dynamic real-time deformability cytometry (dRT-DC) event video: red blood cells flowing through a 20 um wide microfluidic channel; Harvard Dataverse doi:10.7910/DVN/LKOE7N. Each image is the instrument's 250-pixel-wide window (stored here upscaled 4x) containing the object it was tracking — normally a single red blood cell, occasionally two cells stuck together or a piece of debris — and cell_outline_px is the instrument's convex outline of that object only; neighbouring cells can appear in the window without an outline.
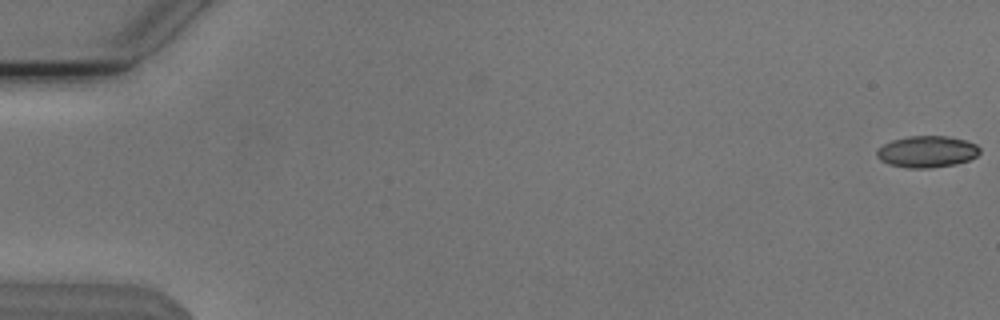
{"species": "Egyptian fruit bat (a non-hibernating species)", "species_latin": "Rousettus aegyptiacus", "temperature_condition": "cold", "stored_images_in_passage": 48, "camera_frame_rate_fps": 3000, "um_per_image_px": 0.085, "animal": {"sex": "male"}, "frame": {"image": 1, "passage_image": 1, "time_ms": 0.0, "image_size_px": [1000, 320], "cell_outline_px": [[980, 152], [976, 156], [968, 160], [956, 164], [928, 168], [908, 168], [888, 164], [880, 160], [876, 156], [876, 152], [884, 144], [892, 140], [908, 136], [948, 136], [964, 140], [976, 144], [980, 148]], "centroid_in_image_um": [78.79, 12.89], "position_along_channel_um": 6.2, "area_um2": 18.9}}
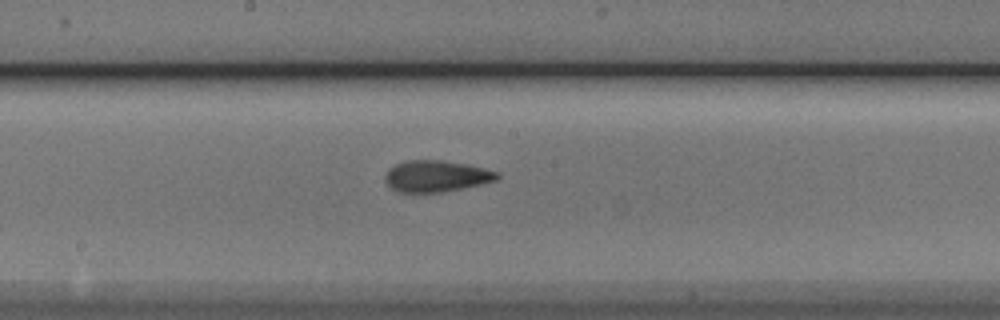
{"frame": {"image": 2, "passage_image": 30, "time_ms": 9.667, "image_size_px": [1000, 320], "cell_outline_px": [[500, 176], [496, 180], [480, 184], [440, 192], [396, 192], [384, 180], [384, 176], [388, 168], [404, 160], [440, 160], [468, 164], [500, 172]], "centroid_in_image_um": [37.06, 14.96], "position_along_channel_um": 211.1, "area_um2": 20.52}}
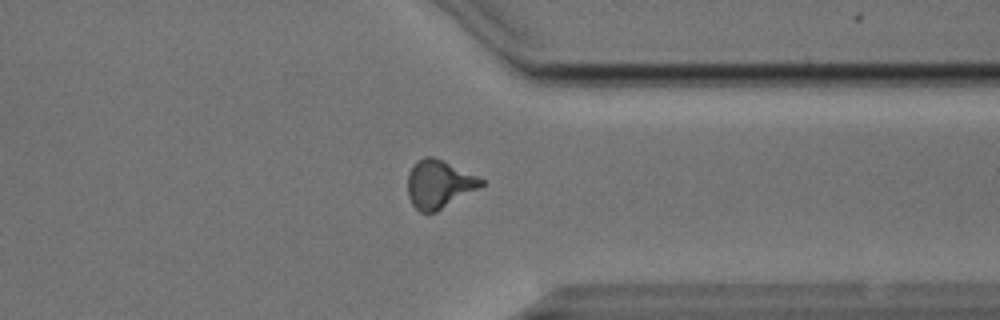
{"frame": {"image": 3, "passage_image": 43, "time_ms": 14.0, "image_size_px": [1000, 320], "cell_outline_px": [[484, 184], [436, 212], [420, 212], [412, 204], [408, 196], [408, 172], [412, 164], [416, 160], [424, 156], [432, 156], [476, 176], [484, 180]], "centroid_in_image_um": [37.25, 15.64], "position_along_channel_um": 374.2, "area_um2": 20.23}}